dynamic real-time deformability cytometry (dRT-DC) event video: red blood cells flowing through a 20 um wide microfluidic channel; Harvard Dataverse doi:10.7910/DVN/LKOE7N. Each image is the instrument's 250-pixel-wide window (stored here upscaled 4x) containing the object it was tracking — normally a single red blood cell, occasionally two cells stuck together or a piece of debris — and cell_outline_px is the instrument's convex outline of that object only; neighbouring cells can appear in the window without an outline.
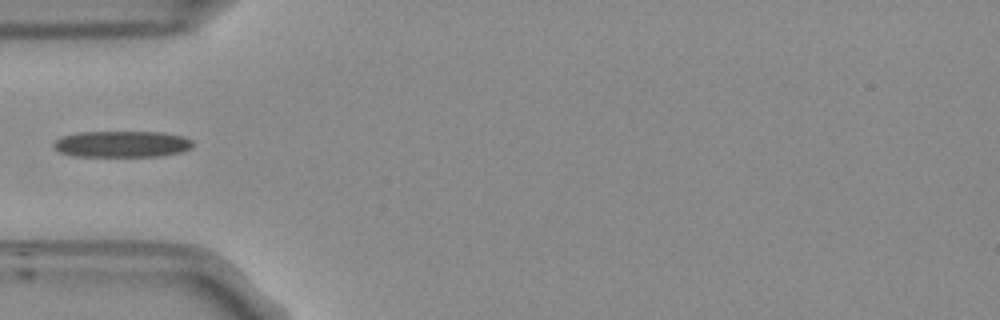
{"species": "Egyptian fruit bat (a non-hibernating species)", "species_latin": "Rousettus aegyptiacus", "temperature_condition": "room temperature", "stored_images_in_passage": 38, "camera_frame_rate_fps": 3000, "um_per_image_px": 0.085, "frame": {"image": 1, "passage_image": 1, "time_ms": 0.0, "image_size_px": [1000, 320], "cell_outline_px": [[192, 144], [188, 148], [180, 152], [156, 156], [72, 156], [60, 152], [52, 144], [56, 140], [64, 136], [80, 132], [164, 132], [184, 136], [192, 140]], "centroid_in_image_um": [10.36, 12.24], "position_along_channel_um": 74.6, "area_um2": 21.15}}
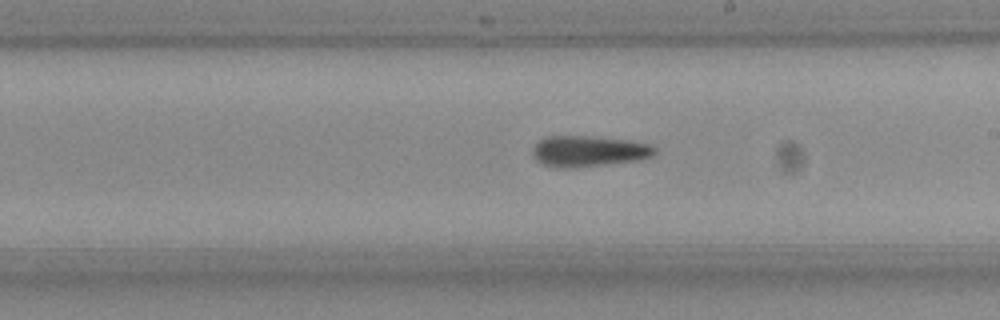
{"frame": {"image": 2, "passage_image": 14, "time_ms": 4.333, "image_size_px": [1000, 320], "cell_outline_px": [[656, 152], [652, 156], [640, 160], [600, 164], [544, 164], [536, 160], [532, 152], [532, 148], [540, 140], [548, 136], [588, 136], [628, 140], [652, 144], [656, 148]], "centroid_in_image_um": [50.13, 12.78], "position_along_channel_um": 238.9, "area_um2": 20.87}}
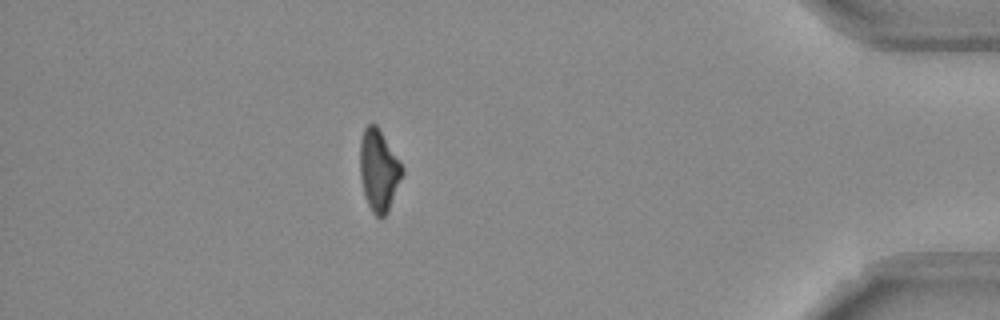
{"frame": {"image": 3, "passage_image": 31, "time_ms": 10.0, "image_size_px": [1000, 320], "cell_outline_px": [[404, 172], [388, 212], [380, 220], [372, 212], [368, 204], [364, 192], [360, 176], [360, 140], [364, 128], [368, 124], [376, 124], [380, 128], [404, 168]], "centroid_in_image_um": [32.2, 14.47], "position_along_channel_um": 403.0, "area_um2": 20.23}}